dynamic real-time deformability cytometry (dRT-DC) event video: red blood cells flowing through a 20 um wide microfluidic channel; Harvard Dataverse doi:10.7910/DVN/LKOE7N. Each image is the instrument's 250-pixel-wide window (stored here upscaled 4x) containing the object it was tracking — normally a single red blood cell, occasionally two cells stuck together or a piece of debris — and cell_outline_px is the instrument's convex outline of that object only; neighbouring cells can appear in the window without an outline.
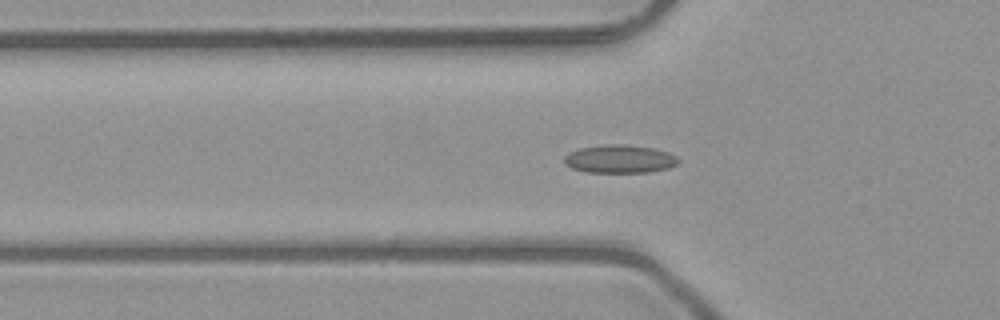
{"species": "common noctule bat (a hibernating species)", "species_latin": "Nyctalus noctula", "temperature_condition": "room temperature", "stored_images_in_passage": 43, "segment_of_instrument_passage": [1, 2], "camera_frame_rate_fps": 3000, "um_per_image_px": 0.085, "animal": {"sex": "male", "body_mass_g": 23.1, "forearm_length_mm": 52.7}, "frame": {"image": 1, "passage_image": 8, "time_ms": 2.333, "image_size_px": [1000, 320], "cell_outline_px": [[680, 160], [676, 164], [668, 168], [648, 172], [584, 172], [572, 168], [564, 164], [564, 156], [568, 152], [580, 148], [604, 144], [624, 144], [656, 148], [668, 152], [676, 156]], "centroid_in_image_um": [52.65, 13.5], "position_along_channel_um": 73.1, "area_um2": 18.9}}
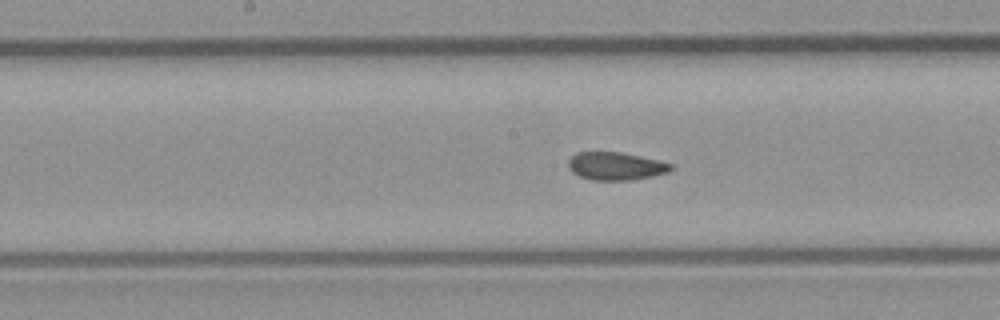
{"frame": {"image": 2, "passage_image": 17, "time_ms": 5.333, "image_size_px": [1000, 320], "cell_outline_px": [[672, 168], [668, 172], [652, 176], [632, 180], [592, 180], [580, 176], [572, 172], [568, 168], [568, 160], [576, 152], [620, 152], [656, 160], [672, 164]], "centroid_in_image_um": [52.29, 14.12], "position_along_channel_um": 195.9, "area_um2": 16.53}}
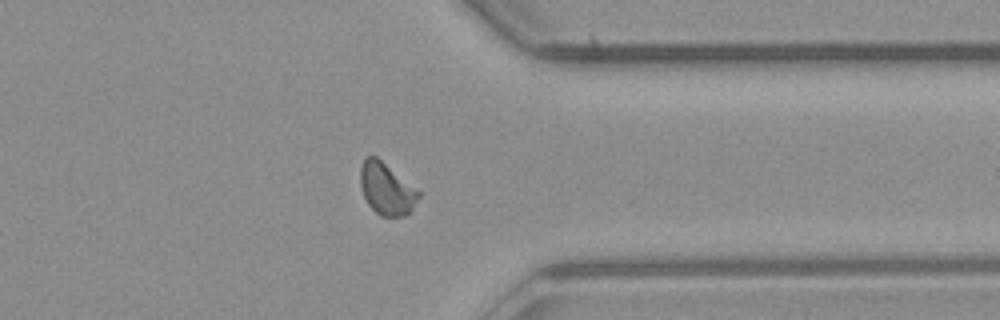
{"frame": {"image": 3, "passage_image": 31, "time_ms": 10.0, "image_size_px": [1000, 320], "cell_outline_px": [[420, 196], [412, 208], [404, 216], [380, 216], [368, 204], [364, 196], [360, 184], [360, 168], [364, 156], [376, 156], [420, 192]], "centroid_in_image_um": [32.82, 16.04], "position_along_channel_um": 378.6, "area_um2": 17.34}}